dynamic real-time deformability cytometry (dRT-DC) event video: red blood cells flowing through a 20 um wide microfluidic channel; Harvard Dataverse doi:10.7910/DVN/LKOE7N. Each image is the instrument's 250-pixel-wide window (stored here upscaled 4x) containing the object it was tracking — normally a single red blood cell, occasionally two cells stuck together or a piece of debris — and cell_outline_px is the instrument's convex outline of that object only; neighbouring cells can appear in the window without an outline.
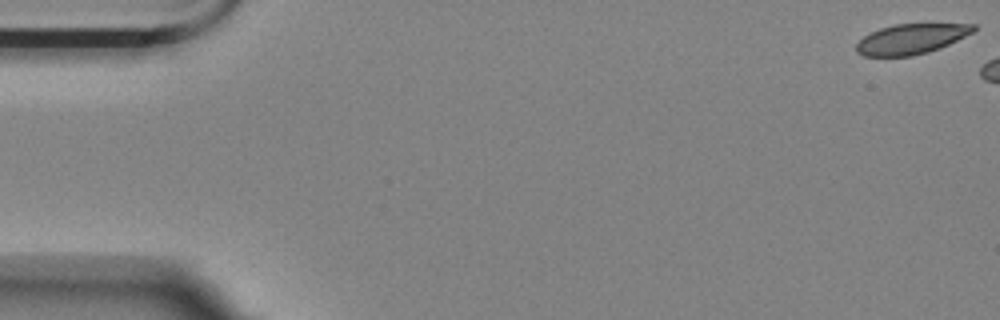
{"species": "Egyptian fruit bat (a non-hibernating species)", "species_latin": "Rousettus aegyptiacus", "temperature_condition": "room temperature", "stored_images_in_passage": 7, "camera_frame_rate_fps": 3000, "um_per_image_px": 0.085, "animal": {"sex": "female"}, "frame": {"image": 1, "passage_image": 1, "time_ms": 0.0, "image_size_px": [1000, 320], "cell_outline_px": [[976, 28], [972, 32], [940, 48], [928, 52], [912, 56], [864, 56], [856, 52], [856, 44], [864, 36], [880, 28], [896, 24], [976, 24]], "centroid_in_image_um": [77.42, 3.32], "position_along_channel_um": 7.6, "area_um2": 20.35}}